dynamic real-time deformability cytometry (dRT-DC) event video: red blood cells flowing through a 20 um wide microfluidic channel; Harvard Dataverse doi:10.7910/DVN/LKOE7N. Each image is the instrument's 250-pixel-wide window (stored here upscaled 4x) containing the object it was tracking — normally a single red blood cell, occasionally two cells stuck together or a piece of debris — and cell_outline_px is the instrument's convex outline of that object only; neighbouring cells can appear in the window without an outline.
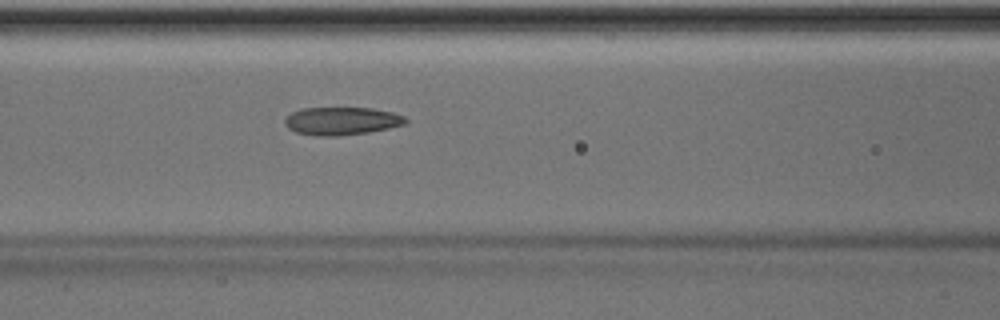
{"species": "Egyptian fruit bat (a non-hibernating species)", "species_latin": "Rousettus aegyptiacus", "temperature_condition": "room temperature", "stored_images_in_passage": 51, "camera_frame_rate_fps": 3000, "um_per_image_px": 0.085, "animal": {"sex": "male"}, "frame": {"image": 1, "passage_image": 22, "time_ms": 7.0, "image_size_px": [1000, 320], "cell_outline_px": [[408, 124], [368, 132], [340, 136], [316, 136], [296, 132], [288, 128], [284, 124], [284, 120], [292, 112], [300, 108], [372, 108], [392, 112], [404, 116], [408, 120]], "centroid_in_image_um": [29.05, 10.29], "position_along_channel_um": 137.6, "area_um2": 19.77}, "authors_computed_cell_mechanics": {"area_um2": 19.8254, "velocity_mm_per_s": 4.0157, "shape_relaxation_time_tau1_ms": 3.8004, "shape_relaxation_time_tau2_ms": 2.0284, "deformation_change_tau1": 0.1369, "deformation_change_tau2": 0.1069}}